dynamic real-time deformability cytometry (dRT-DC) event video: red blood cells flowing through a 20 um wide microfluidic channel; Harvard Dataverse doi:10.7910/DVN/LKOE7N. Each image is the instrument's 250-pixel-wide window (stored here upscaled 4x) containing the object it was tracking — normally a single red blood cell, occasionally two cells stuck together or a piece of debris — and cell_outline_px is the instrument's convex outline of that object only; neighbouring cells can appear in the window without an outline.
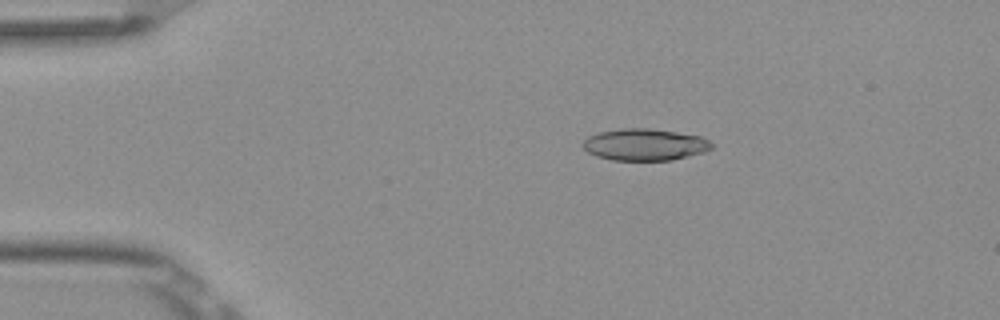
{"species": "Egyptian fruit bat (a non-hibernating species)", "species_latin": "Rousettus aegyptiacus", "temperature_condition": "room temperature", "stored_images_in_passage": 5, "camera_frame_rate_fps": 3000, "um_per_image_px": 0.085, "frame": {"image": 1, "passage_image": 3, "time_ms": 0.667, "image_size_px": [1000, 320], "cell_outline_px": [[712, 148], [704, 152], [672, 160], [612, 160], [596, 156], [588, 152], [580, 144], [588, 136], [600, 132], [620, 128], [648, 128], [676, 132], [700, 136], [708, 140], [712, 144]], "centroid_in_image_um": [54.77, 12.29], "position_along_channel_um": 30.2, "area_um2": 23.81}}